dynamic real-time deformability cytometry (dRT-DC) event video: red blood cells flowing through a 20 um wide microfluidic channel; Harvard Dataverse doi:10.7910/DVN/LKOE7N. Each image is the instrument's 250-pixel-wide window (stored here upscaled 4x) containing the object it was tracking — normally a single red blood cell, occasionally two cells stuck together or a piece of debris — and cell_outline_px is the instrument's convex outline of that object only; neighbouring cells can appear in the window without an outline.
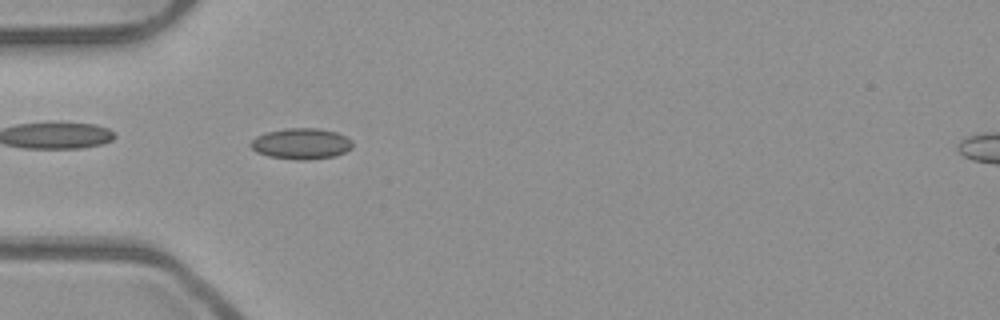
{"species": "common noctule bat (a hibernating species)", "species_latin": "Nyctalus noctula", "temperature_condition": "room temperature", "stored_images_in_passage": 53, "camera_frame_rate_fps": 3000, "um_per_image_px": 0.085, "animal": {"sex": "male", "body_mass_g": 23.1, "forearm_length_mm": 52.7}, "frame": {"image": 1, "passage_image": 17, "time_ms": 5.333, "image_size_px": [1000, 320], "cell_outline_px": [[352, 148], [336, 156], [304, 160], [296, 160], [268, 156], [256, 152], [248, 144], [256, 136], [268, 132], [284, 128], [316, 128], [336, 132], [352, 140]], "centroid_in_image_um": [25.59, 12.22], "position_along_channel_um": 59.4, "area_um2": 18.38}}
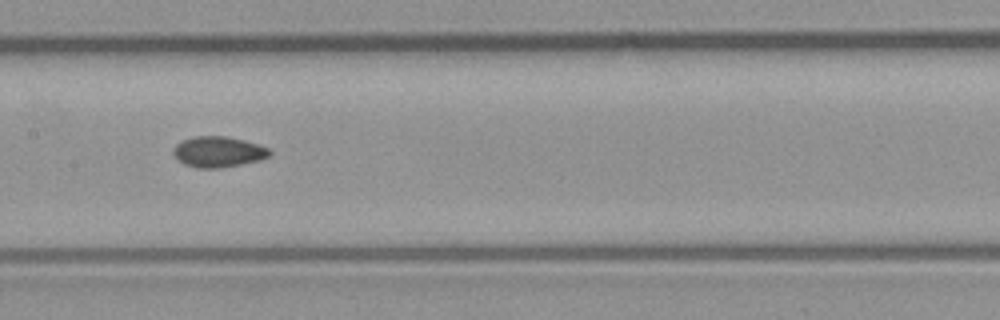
{"frame": {"image": 2, "passage_image": 27, "time_ms": 8.667, "image_size_px": [1000, 320], "cell_outline_px": [[272, 152], [268, 156], [260, 160], [220, 168], [196, 168], [184, 164], [172, 152], [176, 144], [192, 136], [224, 136], [244, 140], [268, 148]], "centroid_in_image_um": [18.54, 12.9], "position_along_channel_um": 188.9, "area_um2": 17.05}}
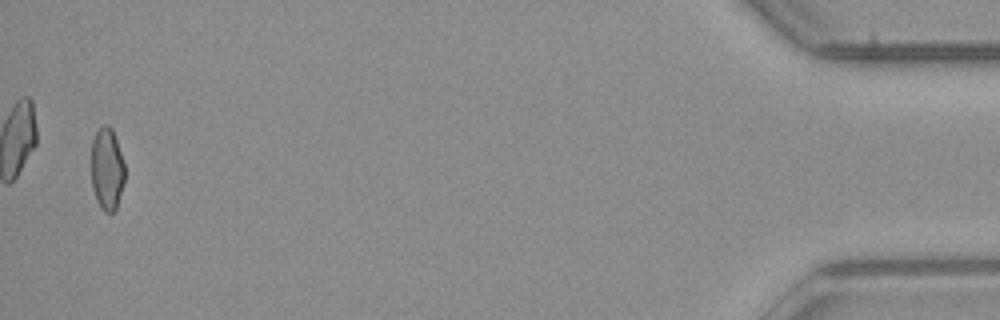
{"frame": {"image": 3, "passage_image": 52, "time_ms": 17.0, "image_size_px": [1000, 320], "cell_outline_px": [[124, 180], [116, 208], [112, 212], [104, 212], [100, 208], [96, 200], [92, 188], [92, 140], [96, 132], [104, 124], [108, 124], [112, 128], [124, 164]], "centroid_in_image_um": [9.08, 14.37], "position_along_channel_um": 426.1, "area_um2": 15.9}, "authors_computed_cell_mechanics": {"area_um2": 17.051, "velocity_mm_per_s": 3.9535, "shape_relaxation_time_tau1_ms": null, "shape_relaxation_time_tau2_ms": 3.6708, "deformation_change_tau1": null, "deformation_change_tau2": 0.0716}}